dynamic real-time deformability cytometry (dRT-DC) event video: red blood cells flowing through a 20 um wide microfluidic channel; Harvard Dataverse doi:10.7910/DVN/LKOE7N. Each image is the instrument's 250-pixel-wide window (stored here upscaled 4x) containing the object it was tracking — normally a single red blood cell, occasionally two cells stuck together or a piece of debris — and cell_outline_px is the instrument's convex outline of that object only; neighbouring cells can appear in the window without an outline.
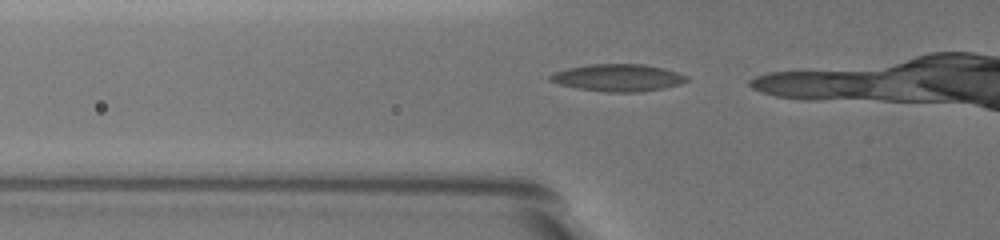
{"species": "common noctule bat (a hibernating species)", "species_latin": "Nyctalus noctula", "temperature_condition": "warm", "stored_images_in_passage": 7, "camera_frame_rate_fps": 3000, "um_per_image_px": 0.085, "animal": {"sex": "female", "body_mass_g": 19.5, "forearm_length_mm": 54.1}, "frame": {"image": 1, "passage_image": 2, "time_ms": 0.333, "image_size_px": [1000, 240], "cell_outline_px": [[688, 80], [680, 84], [664, 88], [640, 92], [604, 92], [576, 88], [560, 84], [548, 80], [548, 76], [556, 72], [568, 68], [592, 64], [644, 64], [664, 68], [688, 76]], "centroid_in_image_um": [52.54, 6.61], "position_along_channel_um": 73.3, "area_um2": 21.62}}
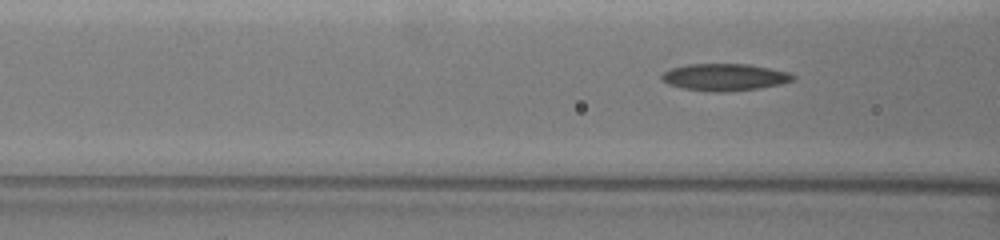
{"frame": {"image": 2, "passage_image": 5, "time_ms": 1.333, "image_size_px": [1000, 240], "cell_outline_px": [[796, 80], [780, 84], [756, 88], [724, 92], [716, 92], [680, 88], [668, 84], [660, 80], [660, 76], [664, 72], [672, 68], [688, 64], [748, 64], [788, 72], [796, 76]], "centroid_in_image_um": [61.57, 6.56], "position_along_channel_um": 105.0, "area_um2": 20.63}}